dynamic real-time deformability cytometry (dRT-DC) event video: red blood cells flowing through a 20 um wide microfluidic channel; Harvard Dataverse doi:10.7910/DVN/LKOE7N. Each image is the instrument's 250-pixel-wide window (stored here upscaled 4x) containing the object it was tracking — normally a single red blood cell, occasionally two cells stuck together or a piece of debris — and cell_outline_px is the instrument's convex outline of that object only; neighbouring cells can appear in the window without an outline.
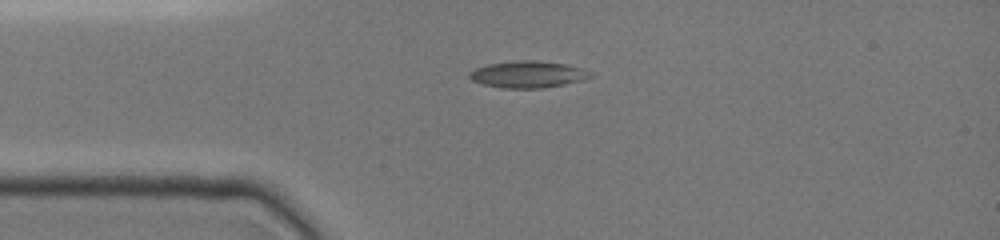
{"species": "common noctule bat (a hibernating species)", "species_latin": "Nyctalus noctula", "temperature_condition": "cold", "stored_images_in_passage": 24, "camera_frame_rate_fps": 3000, "um_per_image_px": 0.085, "animal": {"sex": "female", "body_mass_g": 19.0, "forearm_length_mm": 51.5}, "frame": {"image": 1, "passage_image": 1, "time_ms": 0.0, "image_size_px": [1000, 240], "cell_outline_px": [[592, 76], [584, 80], [564, 84], [540, 88], [500, 88], [484, 84], [472, 80], [468, 76], [468, 72], [476, 68], [488, 64], [512, 60], [536, 60], [564, 64], [580, 68], [592, 72]], "centroid_in_image_um": [44.84, 6.31], "position_along_channel_um": 40.2, "area_um2": 18.84}}
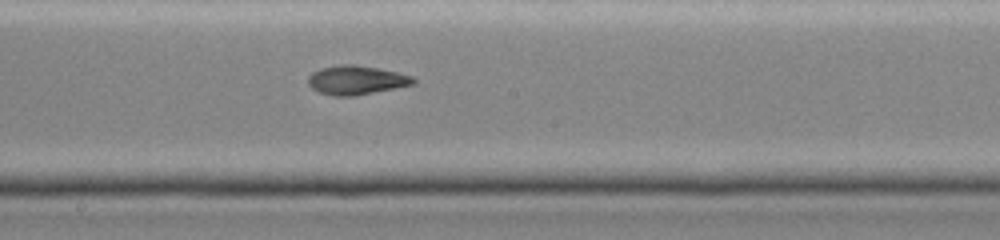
{"frame": {"image": 2, "passage_image": 11, "time_ms": 5.0, "image_size_px": [1000, 240], "cell_outline_px": [[416, 84], [356, 96], [336, 96], [320, 92], [312, 88], [308, 84], [308, 76], [312, 72], [320, 68], [340, 64], [356, 64], [396, 72], [412, 76], [416, 80]], "centroid_in_image_um": [30.29, 6.81], "position_along_channel_um": 217.9, "area_um2": 17.86}}
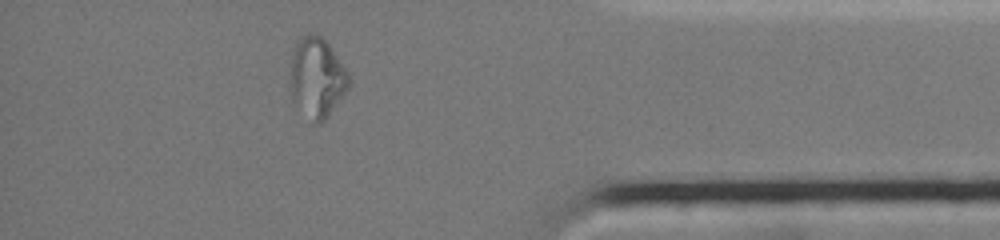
{"frame": {"image": 3, "passage_image": 21, "time_ms": 10.333, "image_size_px": [1000, 240], "cell_outline_px": [[352, 80], [344, 96], [328, 116], [320, 124], [316, 124], [292, 100], [288, 80], [292, 52], [296, 40], [300, 36], [308, 32], [316, 32], [328, 44], [348, 72]], "centroid_in_image_um": [26.91, 6.56], "position_along_channel_um": 408.3, "area_um2": 27.86}, "authors_computed_cell_mechanics": {"area_um2": 17.7735, "velocity_mm_per_s": 3.8937, "shape_relaxation_time_tau1_ms": null, "shape_relaxation_time_tau2_ms": 2.0796, "deformation_change_tau1": null, "deformation_change_tau2": 0.0616}}